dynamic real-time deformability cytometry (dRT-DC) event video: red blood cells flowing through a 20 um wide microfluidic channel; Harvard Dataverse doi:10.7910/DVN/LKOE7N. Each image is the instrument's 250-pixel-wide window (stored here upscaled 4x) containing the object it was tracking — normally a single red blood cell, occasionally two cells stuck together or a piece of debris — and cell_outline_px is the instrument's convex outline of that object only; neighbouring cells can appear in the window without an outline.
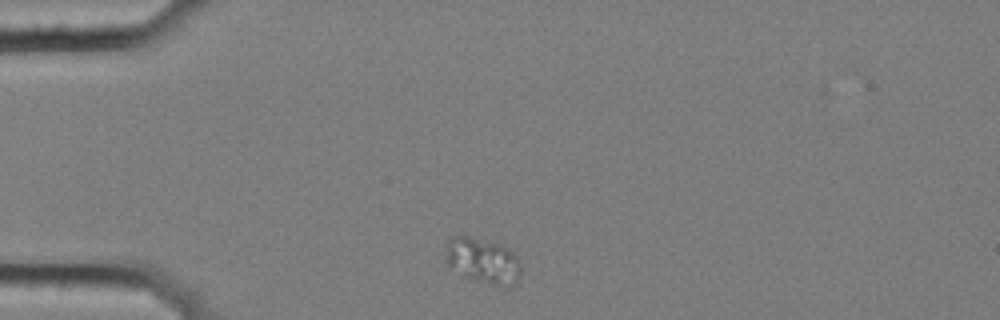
{"species": "common noctule bat (a hibernating species)", "species_latin": "Nyctalus noctula", "temperature_condition": "cold", "stored_images_in_passage": 3, "camera_frame_rate_fps": 3000, "um_per_image_px": 0.085, "animal": {"sex": "female", "body_mass_g": 25.1}, "frame": {"image": 1, "passage_image": 1, "time_ms": 0.0, "image_size_px": [1000, 320], "cell_outline_px": [[520, 276], [512, 288], [508, 288], [492, 284], [464, 276], [448, 264], [448, 240], [452, 236], [468, 236], [500, 244], [512, 252], [516, 256], [520, 264]], "centroid_in_image_um": [41.11, 22.18], "position_along_channel_um": 43.9, "area_um2": 19.54}}